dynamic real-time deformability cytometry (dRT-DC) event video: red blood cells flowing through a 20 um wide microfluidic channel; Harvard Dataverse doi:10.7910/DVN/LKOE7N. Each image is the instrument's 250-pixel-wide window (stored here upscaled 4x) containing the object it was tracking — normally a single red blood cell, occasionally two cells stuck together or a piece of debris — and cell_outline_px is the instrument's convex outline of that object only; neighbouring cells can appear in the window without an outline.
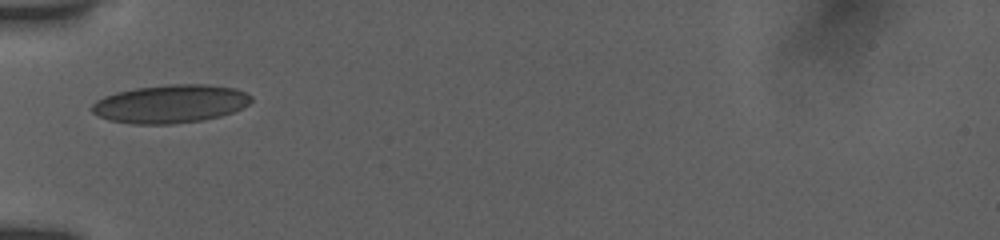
{"species": "human", "species_latin": "Homo sapiens", "temperature_condition": "room temperature", "stored_images_in_passage": 5, "camera_frame_rate_fps": 3000, "um_per_image_px": 0.085, "donor": {"sex": "female"}, "frame": {"image": 1, "passage_image": 1, "time_ms": 0.0, "image_size_px": [1000, 240], "cell_outline_px": [[252, 100], [248, 104], [232, 112], [220, 116], [204, 120], [172, 124], [132, 124], [108, 120], [96, 116], [92, 112], [92, 104], [96, 100], [104, 96], [116, 92], [136, 88], [168, 84], [208, 84], [236, 88], [252, 96]], "centroid_in_image_um": [14.46, 8.83], "position_along_channel_um": 70.5, "area_um2": 35.72}}
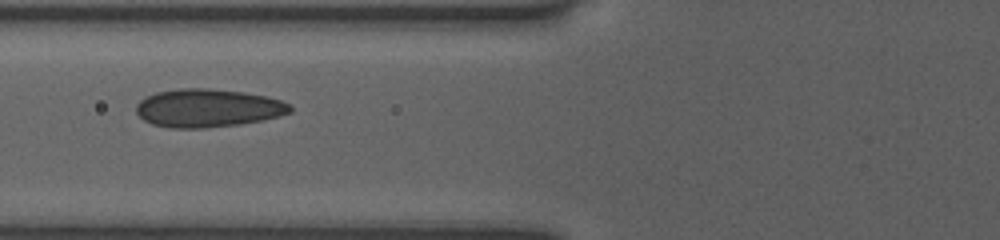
{"frame": {"image": 2, "passage_image": 5, "time_ms": 1.0, "image_size_px": [1000, 240], "cell_outline_px": [[292, 112], [280, 116], [264, 120], [240, 124], [204, 128], [172, 128], [152, 124], [144, 120], [136, 112], [136, 104], [144, 96], [156, 92], [180, 88], [208, 88], [244, 92], [264, 96], [280, 100], [288, 104], [292, 108]], "centroid_in_image_um": [17.65, 9.18], "position_along_channel_um": 108.2, "area_um2": 34.39}}